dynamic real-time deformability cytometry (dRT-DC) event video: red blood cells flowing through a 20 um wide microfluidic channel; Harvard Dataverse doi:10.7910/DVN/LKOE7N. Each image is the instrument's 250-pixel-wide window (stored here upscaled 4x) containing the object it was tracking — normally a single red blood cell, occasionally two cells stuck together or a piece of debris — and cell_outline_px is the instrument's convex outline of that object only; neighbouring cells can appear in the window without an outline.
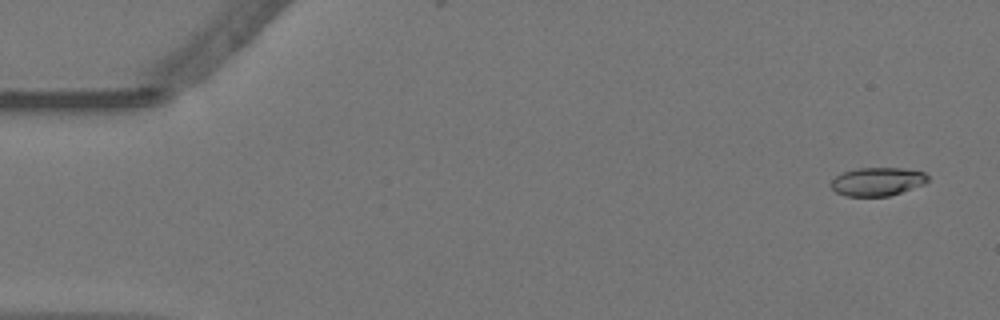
{"species": "Egyptian fruit bat (a non-hibernating species)", "species_latin": "Rousettus aegyptiacus", "temperature_condition": "warm", "stored_images_in_passage": 57, "camera_frame_rate_fps": 3000, "um_per_image_px": 0.085, "animal": {"sex": "female"}, "frame": {"image": 1, "passage_image": 2, "time_ms": 0.333, "image_size_px": [1000, 320], "cell_outline_px": [[928, 180], [924, 184], [888, 196], [848, 196], [836, 192], [832, 188], [832, 180], [836, 176], [844, 172], [856, 168], [904, 168], [924, 172], [928, 176]], "centroid_in_image_um": [74.59, 15.42], "position_along_channel_um": 10.4, "area_um2": 15.84}}
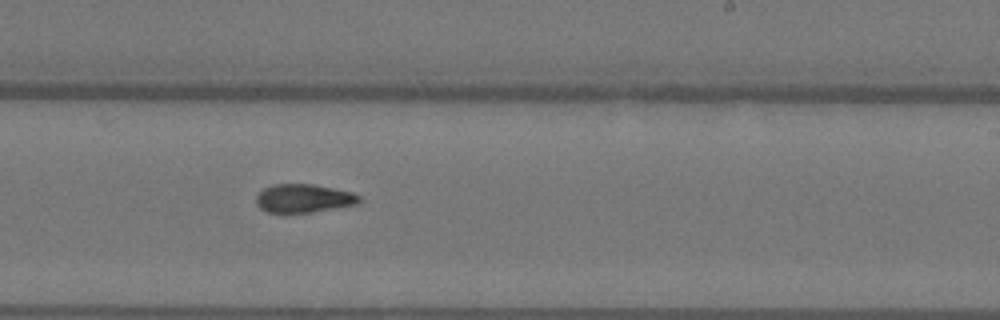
{"frame": {"image": 2, "passage_image": 34, "time_ms": 11.0, "image_size_px": [1000, 320], "cell_outline_px": [[360, 200], [356, 204], [312, 212], [268, 212], [260, 208], [256, 204], [256, 196], [264, 188], [272, 184], [312, 184], [352, 192], [360, 196]], "centroid_in_image_um": [25.78, 16.85], "position_along_channel_um": 263.2, "area_um2": 16.88}}
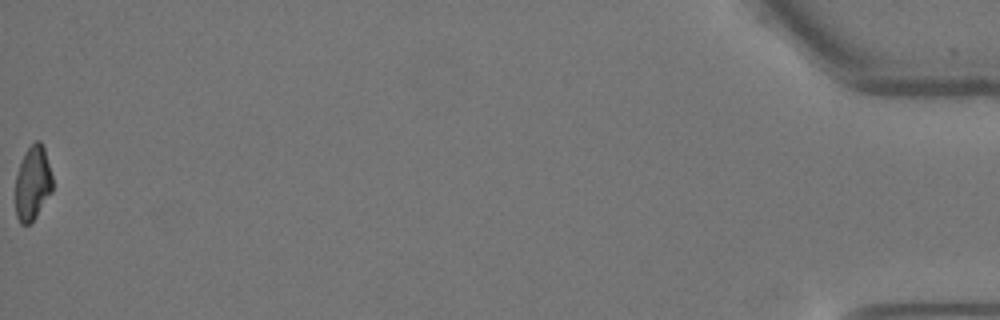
{"frame": {"image": 3, "passage_image": 57, "time_ms": 18.667, "image_size_px": [1000, 320], "cell_outline_px": [[52, 192], [36, 216], [28, 224], [20, 224], [16, 216], [16, 176], [20, 164], [28, 148], [36, 140], [40, 140], [44, 148], [52, 176]], "centroid_in_image_um": [2.78, 15.58], "position_along_channel_um": 432.4, "area_um2": 15.78}, "authors_computed_cell_mechanics": {"area_um2": 17.1666, "velocity_mm_per_s": 3.5349, "shape_relaxation_time_tau1_ms": 9.449, "shape_relaxation_time_tau2_ms": 4.9823, "deformation_change_tau1": 0.238, "deformation_change_tau2": 0.1175}}